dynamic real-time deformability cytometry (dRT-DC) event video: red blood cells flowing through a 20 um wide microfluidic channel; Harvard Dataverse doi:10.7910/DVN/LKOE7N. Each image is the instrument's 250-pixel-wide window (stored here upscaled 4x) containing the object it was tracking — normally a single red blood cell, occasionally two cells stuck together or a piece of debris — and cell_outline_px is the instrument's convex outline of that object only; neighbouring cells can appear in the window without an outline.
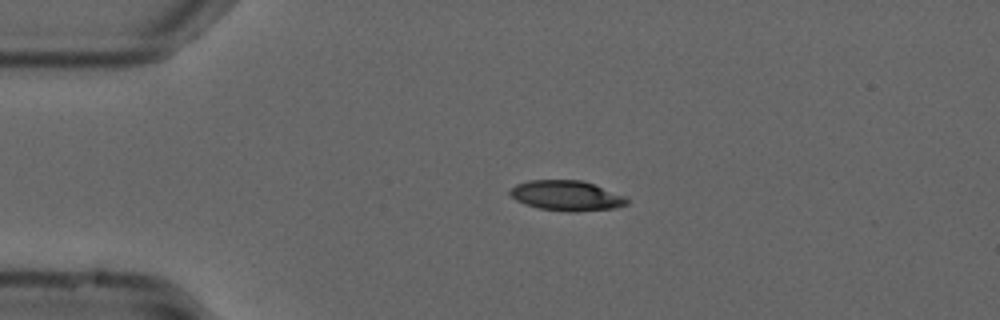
{"species": "common noctule bat (a hibernating species)", "species_latin": "Nyctalus noctula", "temperature_condition": "cold", "stored_images_in_passage": 44, "camera_frame_rate_fps": 3000, "um_per_image_px": 0.085, "animal": {"sex": "male", "forearm_length_mm": 52.5}, "frame": {"image": 1, "passage_image": 1, "time_ms": 0.0, "image_size_px": [1000, 320], "cell_outline_px": [[628, 204], [616, 208], [576, 212], [568, 212], [540, 208], [524, 204], [516, 200], [508, 192], [516, 184], [528, 180], [580, 180], [628, 196]], "centroid_in_image_um": [48.19, 16.63], "position_along_channel_um": 36.8, "area_um2": 20.63}}
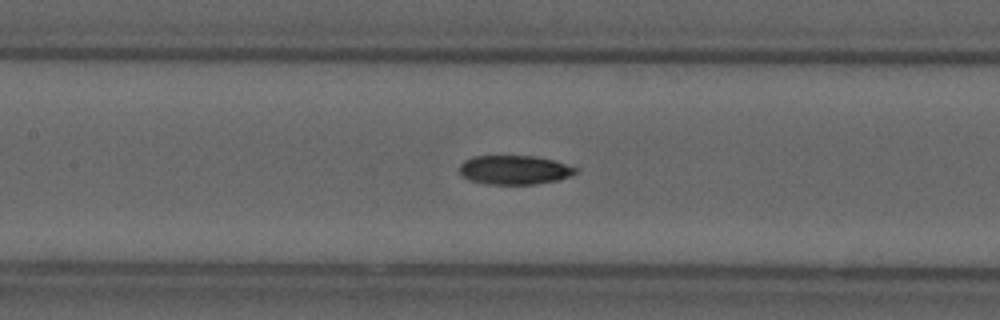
{"frame": {"image": 2, "passage_image": 14, "time_ms": 4.333, "image_size_px": [1000, 320], "cell_outline_px": [[580, 168], [576, 172], [568, 176], [556, 180], [536, 184], [488, 184], [468, 180], [460, 172], [460, 164], [464, 160], [472, 156], [536, 156], [552, 160]], "centroid_in_image_um": [43.71, 14.43], "position_along_channel_um": 163.7, "area_um2": 19.59}}
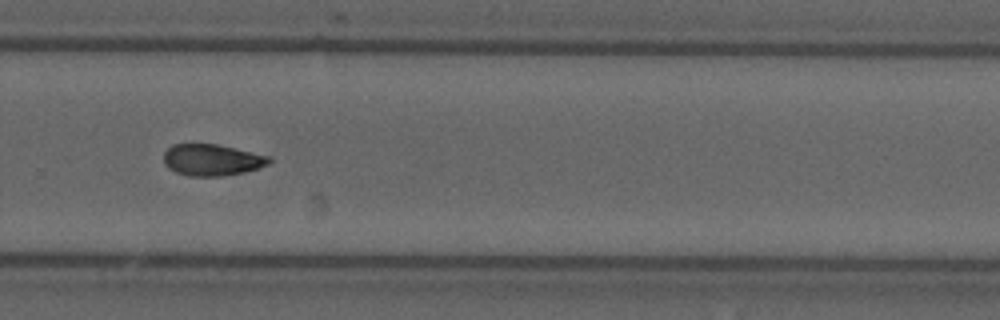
{"frame": {"image": 3, "passage_image": 26, "time_ms": 8.333, "image_size_px": [1000, 320], "cell_outline_px": [[272, 160], [268, 164], [260, 168], [244, 172], [224, 176], [188, 176], [176, 172], [168, 168], [164, 164], [164, 152], [172, 144], [216, 144], [272, 156]], "centroid_in_image_um": [18.04, 13.6], "position_along_channel_um": 311.8, "area_um2": 19.54}, "authors_computed_cell_mechanics": {"area_um2": 19.6809, "velocity_mm_per_s": 3.7214, "shape_relaxation_time_tau1_ms": 6.0555, "shape_relaxation_time_tau2_ms": 9.4042, "deformation_change_tau1": 0.1494, "deformation_change_tau2": 0.1463}}